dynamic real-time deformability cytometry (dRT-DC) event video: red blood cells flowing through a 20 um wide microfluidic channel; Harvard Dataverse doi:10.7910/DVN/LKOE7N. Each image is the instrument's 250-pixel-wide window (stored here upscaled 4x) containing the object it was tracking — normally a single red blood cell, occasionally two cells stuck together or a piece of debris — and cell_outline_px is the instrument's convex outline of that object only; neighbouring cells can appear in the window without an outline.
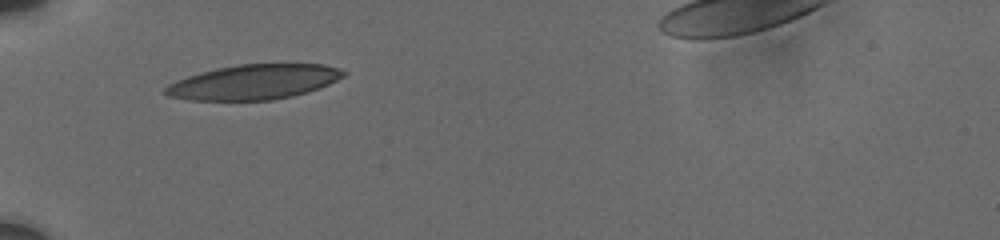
{"species": "human", "species_latin": "Homo sapiens", "temperature_condition": "cold", "stored_images_in_passage": 7, "camera_frame_rate_fps": 3000, "um_per_image_px": 0.085, "donor": {"sex": "male"}, "frame": {"image": 1, "passage_image": 1, "time_ms": 0.0, "image_size_px": [1000, 240], "cell_outline_px": [[348, 72], [344, 76], [328, 84], [292, 96], [272, 100], [188, 100], [168, 96], [164, 92], [164, 88], [168, 84], [176, 80], [200, 72], [216, 68], [240, 64], [324, 64], [340, 68]], "centroid_in_image_um": [21.55, 6.96], "position_along_channel_um": 63.4, "area_um2": 36.07}}
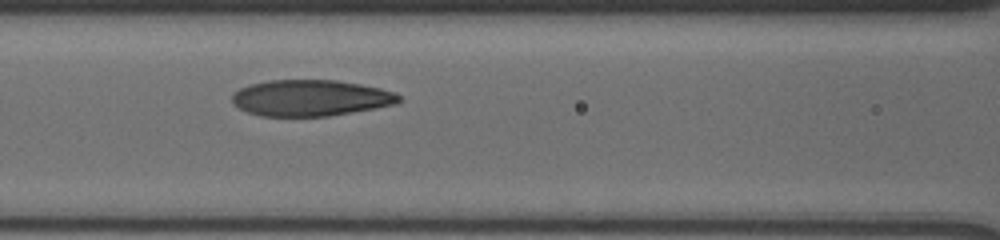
{"frame": {"image": 2, "passage_image": 5, "time_ms": 2.333, "image_size_px": [1000, 240], "cell_outline_px": [[404, 100], [396, 104], [376, 108], [328, 116], [260, 116], [248, 112], [232, 104], [232, 96], [240, 88], [248, 84], [268, 80], [336, 80], [360, 84], [380, 88], [396, 92]], "centroid_in_image_um": [26.42, 8.32], "position_along_channel_um": 140.2, "area_um2": 35.37}}
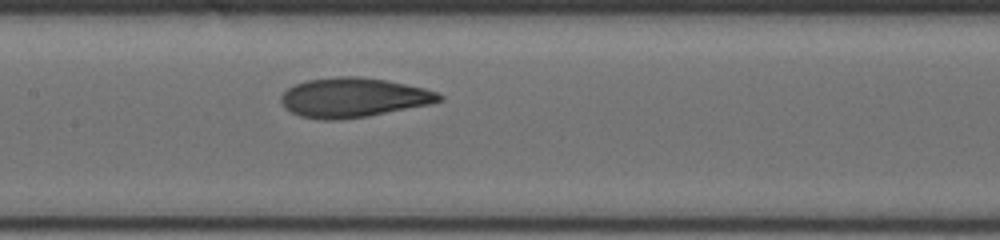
{"frame": {"image": 3, "passage_image": 7, "time_ms": 3.333, "image_size_px": [1000, 240], "cell_outline_px": [[444, 100], [432, 104], [368, 116], [340, 120], [324, 120], [300, 116], [284, 108], [280, 100], [280, 96], [288, 88], [296, 84], [308, 80], [336, 76], [360, 76], [388, 80], [424, 88], [436, 92], [444, 96]], "centroid_in_image_um": [30.06, 8.29], "position_along_channel_um": 177.3, "area_um2": 36.65}}